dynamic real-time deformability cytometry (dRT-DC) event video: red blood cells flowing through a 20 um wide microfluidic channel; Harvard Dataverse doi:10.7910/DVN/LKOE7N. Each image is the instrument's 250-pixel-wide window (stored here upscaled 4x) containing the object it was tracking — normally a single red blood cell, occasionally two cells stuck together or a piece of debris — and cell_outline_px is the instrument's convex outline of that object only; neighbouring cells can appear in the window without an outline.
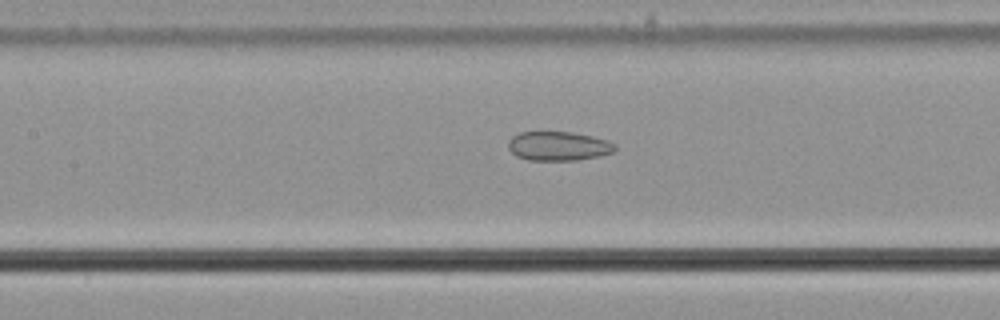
{"species": "common noctule bat (a hibernating species)", "species_latin": "Nyctalus noctula", "temperature_condition": "cold", "stored_images_in_passage": 56, "segment_of_instrument_passage": [2, 2], "camera_frame_rate_fps": 3000, "um_per_image_px": 0.085, "animal": {"sex": "male", "body_mass_g": 21.5, "forearm_length_mm": 52.0}, "frame": {"image": 1, "passage_image": 26, "time_ms": 8.333, "image_size_px": [1000, 320], "cell_outline_px": [[616, 148], [612, 152], [600, 156], [576, 160], [528, 160], [516, 156], [508, 148], [508, 140], [512, 136], [520, 132], [572, 132], [592, 136], [608, 140], [616, 144]], "centroid_in_image_um": [47.46, 12.41], "position_along_channel_um": 159.9, "area_um2": 18.21}}
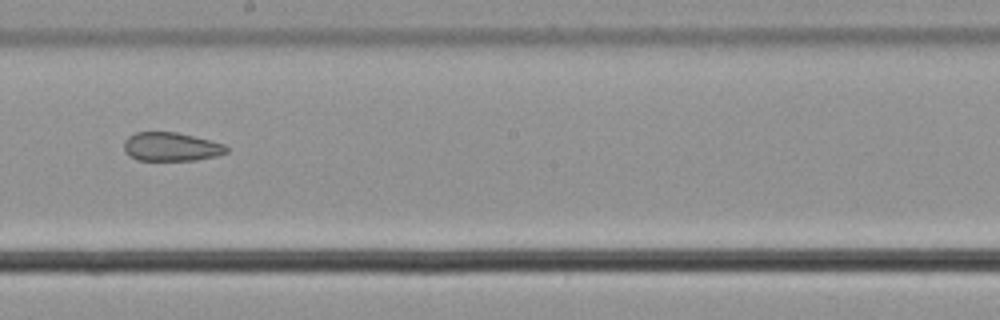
{"frame": {"image": 2, "passage_image": 32, "time_ms": 10.333, "image_size_px": [1000, 320], "cell_outline_px": [[228, 152], [216, 156], [196, 160], [136, 160], [128, 156], [124, 152], [124, 140], [128, 136], [136, 132], [176, 132], [224, 144], [228, 148]], "centroid_in_image_um": [14.5, 12.48], "position_along_channel_um": 233.7, "area_um2": 17.17}}
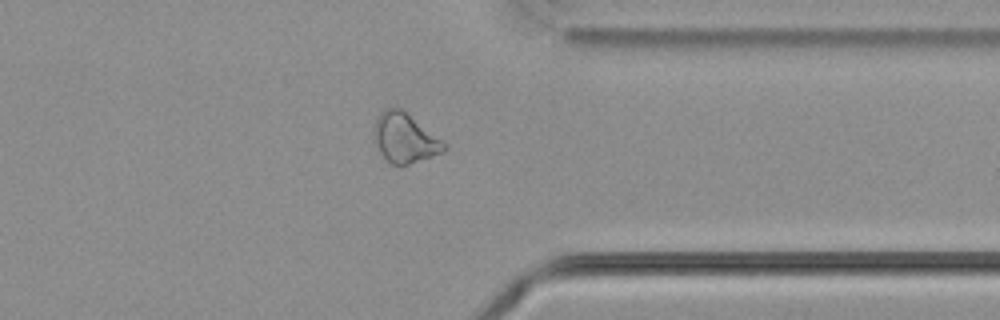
{"frame": {"image": 3, "passage_image": 44, "time_ms": 14.333, "image_size_px": [1000, 320], "cell_outline_px": [[448, 148], [444, 152], [400, 168], [392, 164], [380, 152], [372, 140], [372, 132], [376, 120], [380, 112], [384, 108], [400, 108], [448, 144]], "centroid_in_image_um": [34.4, 11.77], "position_along_channel_um": 377.0, "area_um2": 20.58}}